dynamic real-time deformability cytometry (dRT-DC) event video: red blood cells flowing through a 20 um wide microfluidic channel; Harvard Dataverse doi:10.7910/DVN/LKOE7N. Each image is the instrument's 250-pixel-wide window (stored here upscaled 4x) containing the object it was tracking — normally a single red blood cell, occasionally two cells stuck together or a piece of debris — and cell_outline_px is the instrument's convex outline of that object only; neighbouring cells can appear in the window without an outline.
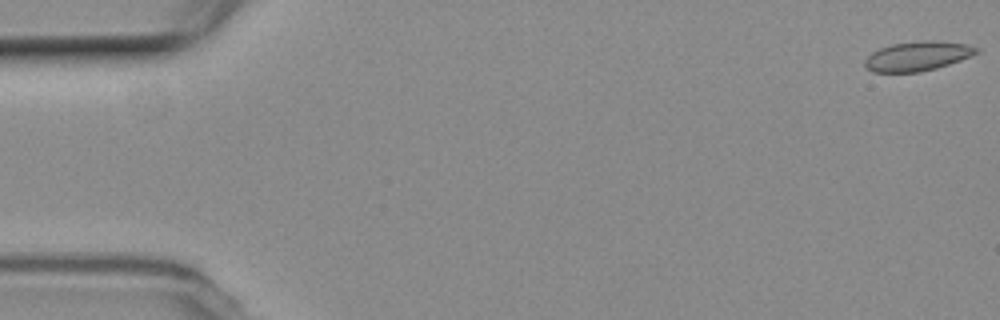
{"species": "common noctule bat (a hibernating species)", "species_latin": "Nyctalus noctula", "temperature_condition": "room temperature", "stored_images_in_passage": 56, "camera_frame_rate_fps": 3000, "um_per_image_px": 0.085, "animal": {"sex": "female", "body_mass_g": 19.3, "forearm_length_mm": 54.1}, "frame": {"image": 1, "passage_image": 1, "time_ms": 0.0, "image_size_px": [1000, 320], "cell_outline_px": [[980, 52], [960, 60], [936, 68], [920, 72], [872, 72], [864, 64], [864, 60], [872, 52], [880, 48], [892, 44], [924, 40], [936, 40], [968, 44], [980, 48]], "centroid_in_image_um": [78.02, 4.76], "position_along_channel_um": 7.0, "area_um2": 19.19}}
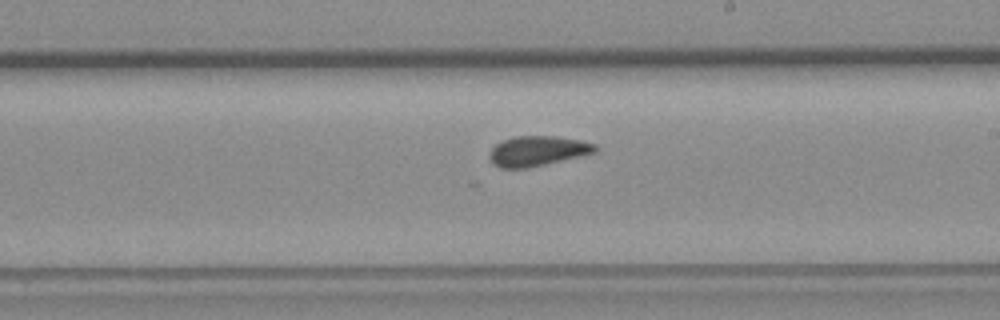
{"frame": {"image": 2, "passage_image": 32, "time_ms": 10.333, "image_size_px": [1000, 320], "cell_outline_px": [[600, 148], [596, 152], [528, 168], [500, 168], [492, 164], [488, 152], [496, 144], [512, 136], [556, 136], [580, 140], [596, 144]], "centroid_in_image_um": [45.68, 12.83], "position_along_channel_um": 243.3, "area_um2": 18.55}}
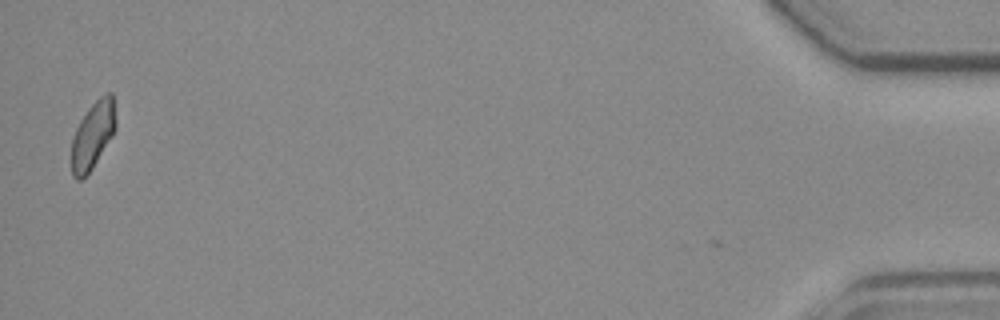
{"frame": {"image": 3, "passage_image": 55, "time_ms": 18.0, "image_size_px": [1000, 320], "cell_outline_px": [[116, 128], [112, 136], [92, 168], [80, 180], [76, 180], [72, 176], [72, 140], [76, 128], [80, 120], [88, 108], [100, 96], [108, 92], [112, 92], [116, 120]], "centroid_in_image_um": [7.89, 11.47], "position_along_channel_um": 427.3, "area_um2": 17.17}, "authors_computed_cell_mechanics": {"area_um2": 18.496, "velocity_mm_per_s": 3.684, "shape_relaxation_time_tau1_ms": null, "shape_relaxation_time_tau2_ms": 1.1148, "deformation_change_tau1": null, "deformation_change_tau2": 0.0715}}